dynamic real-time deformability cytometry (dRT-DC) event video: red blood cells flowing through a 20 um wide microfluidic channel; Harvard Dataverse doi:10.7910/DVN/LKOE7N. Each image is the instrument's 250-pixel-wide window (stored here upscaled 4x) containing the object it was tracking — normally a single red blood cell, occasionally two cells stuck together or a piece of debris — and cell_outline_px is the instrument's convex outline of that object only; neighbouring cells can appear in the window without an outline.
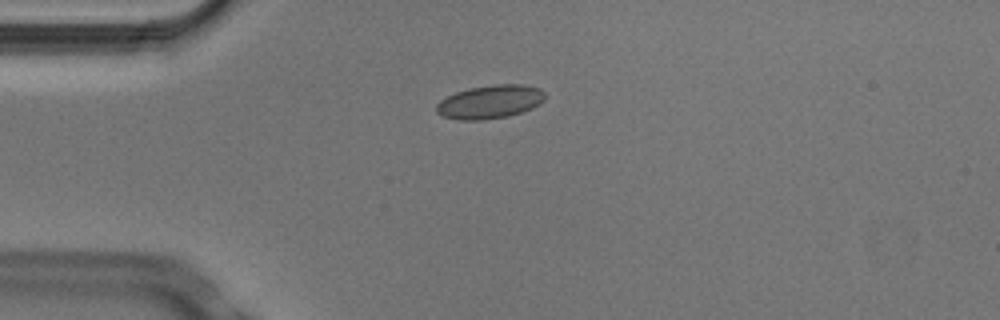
{"species": "Egyptian fruit bat (a non-hibernating species)", "species_latin": "Rousettus aegyptiacus", "temperature_condition": "cold", "stored_images_in_passage": 5, "camera_frame_rate_fps": 3000, "um_per_image_px": 0.085, "animal": {"sex": "male"}, "frame": {"image": 1, "passage_image": 1, "time_ms": 0.0, "image_size_px": [1000, 320], "cell_outline_px": [[544, 100], [540, 104], [532, 108], [508, 116], [484, 120], [460, 120], [444, 116], [436, 112], [436, 104], [440, 100], [456, 92], [468, 88], [496, 84], [524, 84], [540, 88], [544, 92]], "centroid_in_image_um": [41.66, 8.65], "position_along_channel_um": 43.3, "area_um2": 21.21}}
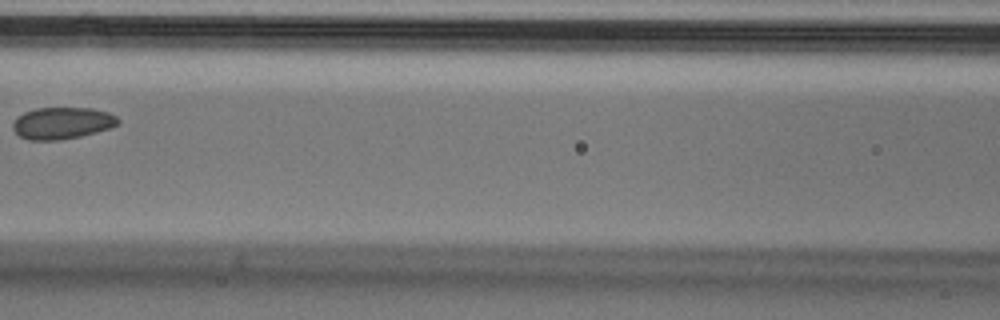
{"frame": {"image": 2, "passage_image": 4, "time_ms": 1.0, "image_size_px": [1000, 320], "cell_outline_px": [[120, 120], [116, 124], [108, 128], [96, 132], [80, 136], [60, 140], [28, 140], [20, 136], [12, 128], [12, 124], [16, 116], [24, 112], [36, 108], [92, 108], [108, 112], [116, 116]], "centroid_in_image_um": [5.24, 10.46], "position_along_channel_um": 161.4, "area_um2": 19.48}}
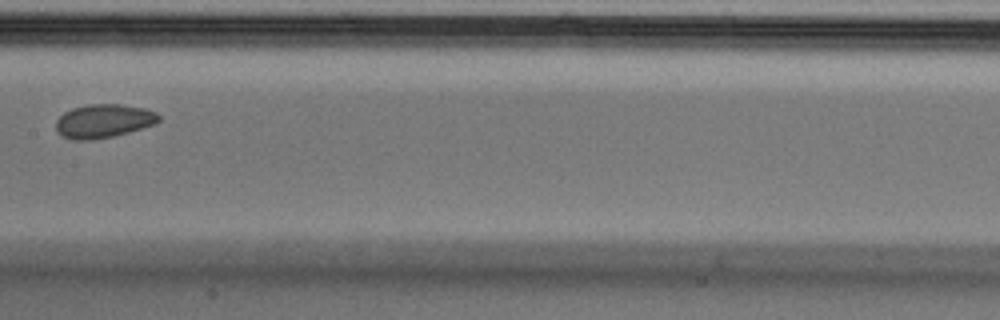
{"frame": {"image": 3, "passage_image": 5, "time_ms": 1.333, "image_size_px": [1000, 320], "cell_outline_px": [[160, 120], [156, 124], [128, 132], [112, 136], [92, 140], [72, 140], [56, 132], [56, 120], [64, 112], [72, 108], [88, 104], [120, 104], [144, 108], [156, 112], [160, 116]], "centroid_in_image_um": [8.8, 10.28], "position_along_channel_um": 198.6, "area_um2": 20.23}}